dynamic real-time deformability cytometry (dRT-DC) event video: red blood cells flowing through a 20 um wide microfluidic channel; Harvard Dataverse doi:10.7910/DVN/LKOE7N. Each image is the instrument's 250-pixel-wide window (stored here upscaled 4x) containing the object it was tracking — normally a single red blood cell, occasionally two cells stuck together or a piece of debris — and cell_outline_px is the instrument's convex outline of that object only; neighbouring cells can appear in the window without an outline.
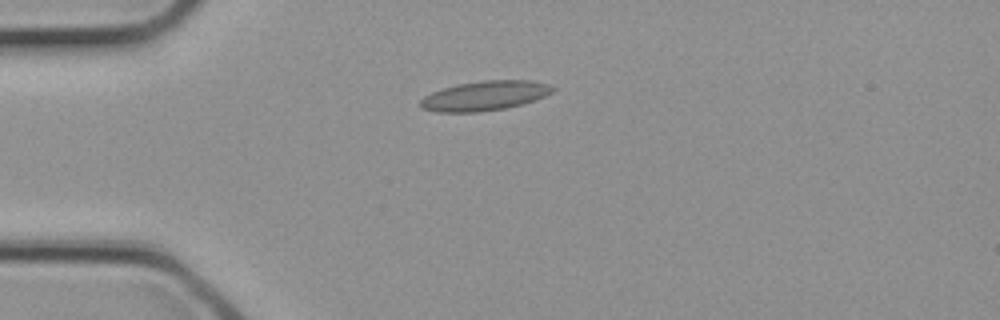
{"species": "common noctule bat (a hibernating species)", "species_latin": "Nyctalus noctula", "temperature_condition": "cold", "stored_images_in_passage": 12, "camera_frame_rate_fps": 3000, "um_per_image_px": 0.085, "animal": {"sex": "female", "body_mass_g": 21.9}, "frame": {"image": 1, "passage_image": 1, "time_ms": 0.0, "image_size_px": [1000, 320], "cell_outline_px": [[556, 88], [552, 92], [544, 96], [520, 104], [504, 108], [476, 112], [436, 112], [420, 108], [420, 100], [424, 96], [432, 92], [456, 84], [484, 80], [528, 80], [548, 84]], "centroid_in_image_um": [41.16, 8.13], "position_along_channel_um": 43.8, "area_um2": 22.6}}
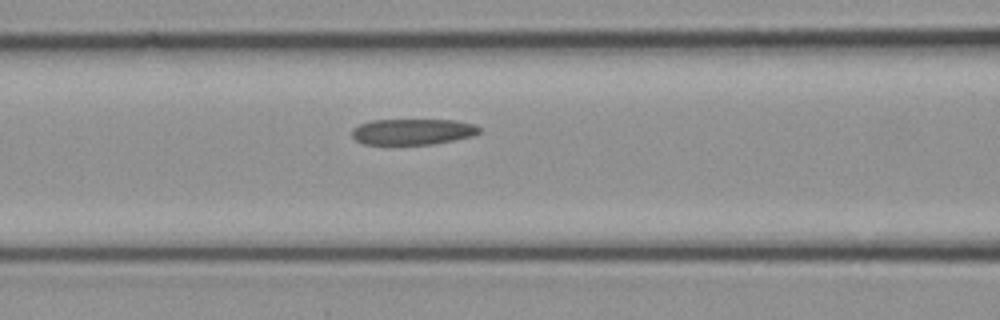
{"frame": {"image": 2, "passage_image": 6, "time_ms": 1.667, "image_size_px": [1000, 320], "cell_outline_px": [[480, 132], [472, 136], [432, 144], [364, 144], [356, 140], [352, 136], [352, 128], [360, 124], [372, 120], [456, 120], [476, 124], [480, 128]], "centroid_in_image_um": [35.08, 11.18], "position_along_channel_um": 131.5, "area_um2": 19.19}}
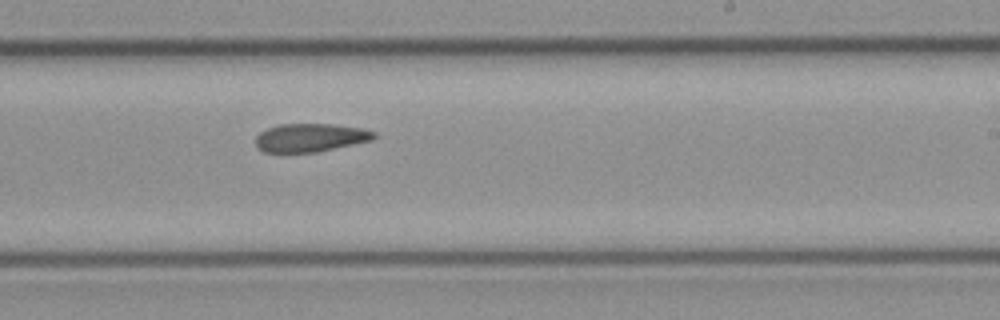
{"frame": {"image": 3, "passage_image": 12, "time_ms": 3.667, "image_size_px": [1000, 320], "cell_outline_px": [[376, 136], [372, 140], [316, 152], [264, 152], [256, 148], [256, 136], [260, 132], [268, 128], [280, 124], [332, 124], [360, 128], [376, 132]], "centroid_in_image_um": [26.35, 11.7], "position_along_channel_um": 262.6, "area_um2": 19.42}}